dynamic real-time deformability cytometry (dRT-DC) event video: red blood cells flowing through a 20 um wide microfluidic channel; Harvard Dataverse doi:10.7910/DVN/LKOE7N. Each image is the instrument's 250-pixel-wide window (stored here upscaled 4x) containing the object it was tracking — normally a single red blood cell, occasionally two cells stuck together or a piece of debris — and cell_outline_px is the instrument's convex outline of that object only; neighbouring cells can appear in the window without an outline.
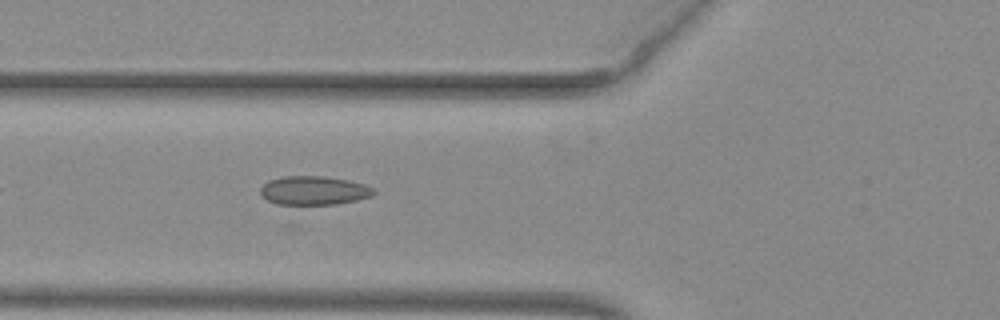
{"species": "common noctule bat (a hibernating species)", "species_latin": "Nyctalus noctula", "temperature_condition": "warm", "stored_images_in_passage": 23, "camera_frame_rate_fps": 3000, "um_per_image_px": 0.085, "animal": {"sex": "female", "body_mass_g": 29.2, "forearm_length_mm": 56.3}, "frame": {"image": 1, "passage_image": 4, "time_ms": 1.0, "image_size_px": [1000, 320], "cell_outline_px": [[376, 192], [372, 196], [356, 200], [336, 204], [276, 204], [260, 196], [260, 188], [268, 180], [284, 176], [324, 176], [348, 180], [364, 184], [372, 188]], "centroid_in_image_um": [26.65, 16.19], "position_along_channel_um": 99.1, "area_um2": 19.02}}
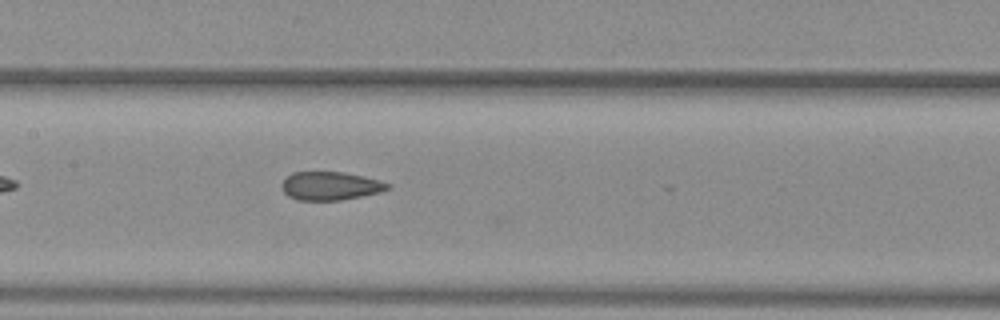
{"frame": {"image": 2, "passage_image": 10, "time_ms": 3.0, "image_size_px": [1000, 320], "cell_outline_px": [[392, 184], [388, 188], [380, 192], [340, 200], [296, 200], [288, 196], [280, 188], [280, 184], [292, 172], [344, 172], [364, 176], [380, 180]], "centroid_in_image_um": [28.06, 15.8], "position_along_channel_um": 179.3, "area_um2": 17.57}}
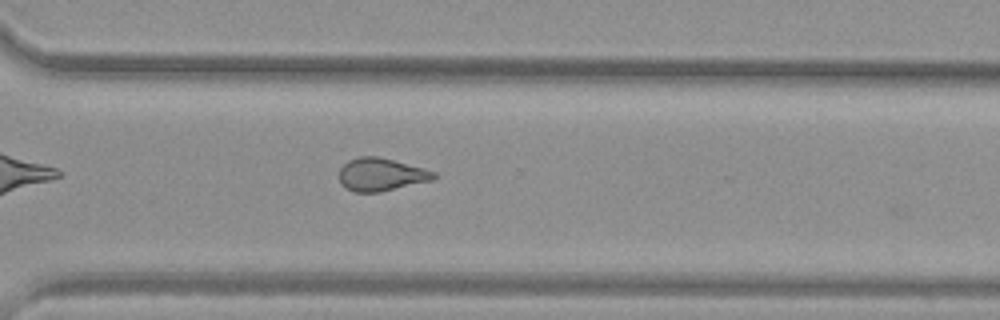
{"frame": {"image": 3, "passage_image": 22, "time_ms": 7.0, "image_size_px": [1000, 320], "cell_outline_px": [[436, 176], [432, 180], [380, 192], [352, 192], [344, 188], [340, 184], [340, 168], [348, 160], [360, 156], [380, 156], [424, 168], [436, 172]], "centroid_in_image_um": [32.37, 14.83], "position_along_channel_um": 338.2, "area_um2": 18.26}}